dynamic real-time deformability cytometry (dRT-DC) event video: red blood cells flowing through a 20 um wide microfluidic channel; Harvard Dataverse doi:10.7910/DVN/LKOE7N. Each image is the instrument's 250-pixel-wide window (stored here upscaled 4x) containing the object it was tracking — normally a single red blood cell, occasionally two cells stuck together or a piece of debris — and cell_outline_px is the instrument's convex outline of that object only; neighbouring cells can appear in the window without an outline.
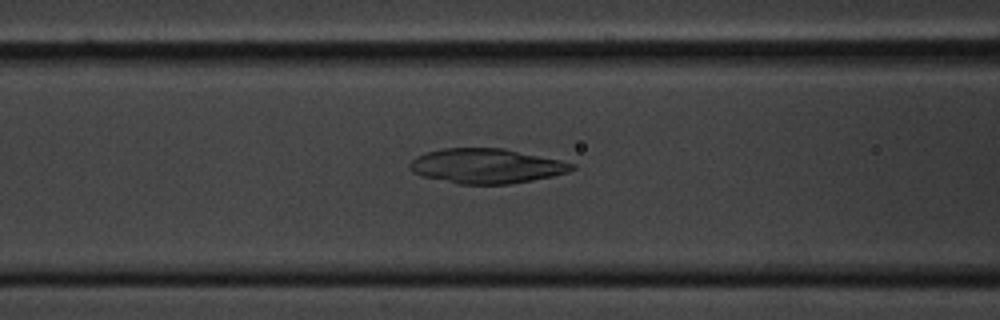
{"species": "common noctule bat (a hibernating species)", "species_latin": "Nyctalus noctula", "temperature_condition": "cold", "stored_images_in_passage": 26, "camera_frame_rate_fps": 3000, "um_per_image_px": 0.085, "animal": {"sex": "male", "body_mass_g": 20.1, "forearm_length_mm": 53.5}, "frame": {"image": 1, "passage_image": 10, "time_ms": 3.0, "image_size_px": [1000, 320], "cell_outline_px": [[576, 168], [568, 172], [552, 176], [532, 180], [508, 184], [460, 184], [424, 176], [412, 172], [408, 164], [416, 156], [428, 152], [444, 148], [504, 148], [560, 160], [576, 164]], "centroid_in_image_um": [41.36, 14.1], "position_along_channel_um": 125.2, "area_um2": 32.66}}
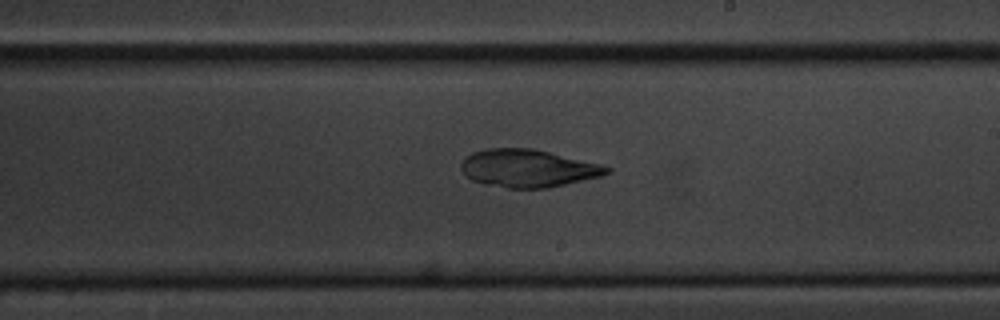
{"frame": {"image": 2, "passage_image": 20, "time_ms": 6.333, "image_size_px": [1000, 320], "cell_outline_px": [[612, 172], [600, 176], [548, 188], [508, 188], [484, 184], [472, 180], [460, 168], [460, 164], [472, 152], [488, 148], [532, 148], [600, 164], [612, 168]], "centroid_in_image_um": [44.88, 14.3], "position_along_channel_um": 244.1, "area_um2": 31.79}}
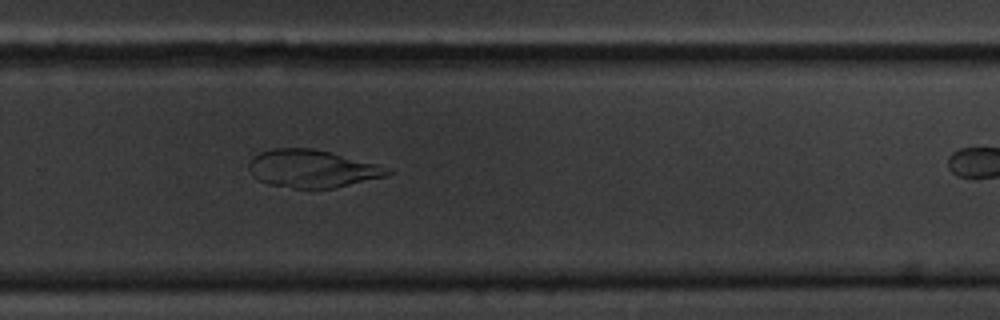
{"frame": {"image": 3, "passage_image": 25, "time_ms": 8.0, "image_size_px": [1000, 320], "cell_outline_px": [[396, 172], [388, 176], [336, 188], [292, 188], [268, 184], [256, 180], [252, 176], [248, 168], [248, 160], [252, 156], [260, 152], [272, 148], [312, 148], [332, 152], [392, 168]], "centroid_in_image_um": [26.55, 14.34], "position_along_channel_um": 303.3, "area_um2": 31.15}}